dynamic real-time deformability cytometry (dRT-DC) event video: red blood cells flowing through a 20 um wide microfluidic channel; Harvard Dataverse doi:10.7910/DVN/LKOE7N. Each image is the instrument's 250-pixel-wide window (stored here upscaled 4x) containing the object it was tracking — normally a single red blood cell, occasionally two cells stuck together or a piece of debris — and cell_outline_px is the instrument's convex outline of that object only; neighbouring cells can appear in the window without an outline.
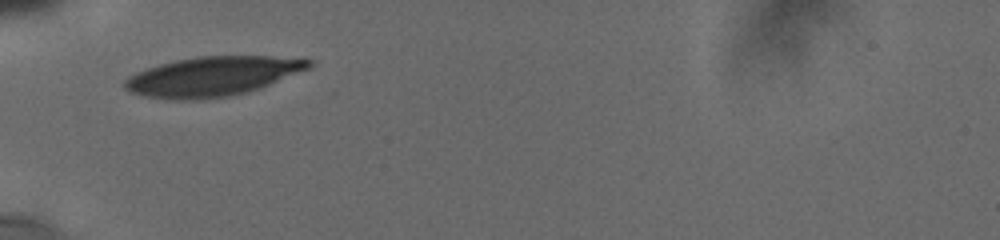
{"species": "human", "species_latin": "Homo sapiens", "temperature_condition": "cold", "stored_images_in_passage": 46, "camera_frame_rate_fps": 3000, "um_per_image_px": 0.085, "donor": {"sex": "male"}, "frame": {"image": 1, "passage_image": 1, "time_ms": 0.0, "image_size_px": [1000, 240], "cell_outline_px": [[312, 64], [308, 68], [268, 84], [244, 92], [228, 96], [148, 96], [132, 92], [124, 88], [124, 80], [128, 76], [144, 68], [176, 60], [196, 56], [304, 56], [312, 60]], "centroid_in_image_um": [18.14, 6.4], "position_along_channel_um": 66.9, "area_um2": 40.75}}
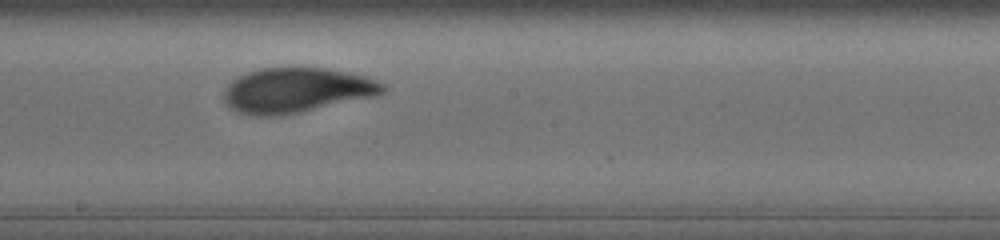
{"frame": {"image": 2, "passage_image": 23, "time_ms": 4.333, "image_size_px": [1000, 240], "cell_outline_px": [[384, 92], [372, 96], [300, 112], [280, 116], [252, 116], [236, 112], [224, 100], [224, 92], [228, 84], [232, 80], [248, 72], [260, 68], [288, 64], [292, 64], [324, 68], [364, 76], [376, 80], [384, 84]], "centroid_in_image_um": [25.13, 7.63], "position_along_channel_um": 223.1, "area_um2": 42.02}}
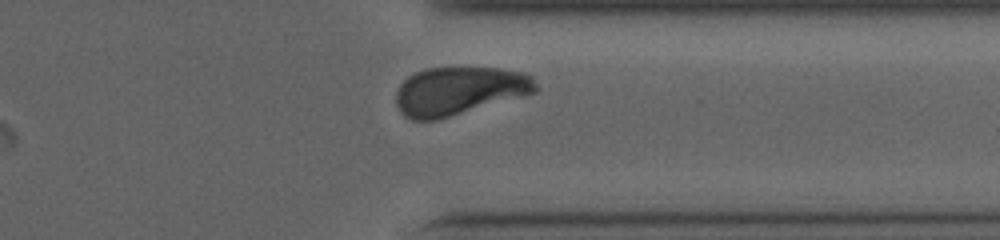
{"frame": {"image": 3, "passage_image": 40, "time_ms": 8.333, "image_size_px": [1000, 240], "cell_outline_px": [[536, 92], [524, 96], [436, 120], [412, 120], [404, 116], [400, 112], [396, 104], [396, 92], [400, 84], [408, 76], [416, 72], [428, 68], [500, 68], [524, 72], [532, 76], [536, 84]], "centroid_in_image_um": [39.01, 7.73], "position_along_channel_um": 372.4, "area_um2": 39.25}, "authors_computed_cell_mechanics": {"area_um2": 41.5004, "velocity_mm_per_s": 3.7364, "shape_relaxation_time_tau1_ms": 3.0943, "shape_relaxation_time_tau2_ms": null, "deformation_change_tau1": 0.1303, "deformation_change_tau2": null}}